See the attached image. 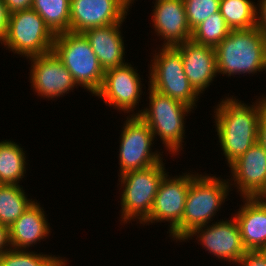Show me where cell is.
<instances>
[{"mask_svg":"<svg viewBox=\"0 0 266 266\" xmlns=\"http://www.w3.org/2000/svg\"><path fill=\"white\" fill-rule=\"evenodd\" d=\"M9 13L32 8L33 0H3Z\"/></svg>","mask_w":266,"mask_h":266,"instance_id":"cell-30","label":"cell"},{"mask_svg":"<svg viewBox=\"0 0 266 266\" xmlns=\"http://www.w3.org/2000/svg\"><path fill=\"white\" fill-rule=\"evenodd\" d=\"M140 75L131 64L111 68L104 71L102 86L95 96L100 97L110 107L113 106L125 113L134 112L140 95L142 84Z\"/></svg>","mask_w":266,"mask_h":266,"instance_id":"cell-11","label":"cell"},{"mask_svg":"<svg viewBox=\"0 0 266 266\" xmlns=\"http://www.w3.org/2000/svg\"><path fill=\"white\" fill-rule=\"evenodd\" d=\"M159 51H155L151 60L148 85L193 109L197 106L199 93L185 75L181 53L175 47H163Z\"/></svg>","mask_w":266,"mask_h":266,"instance_id":"cell-7","label":"cell"},{"mask_svg":"<svg viewBox=\"0 0 266 266\" xmlns=\"http://www.w3.org/2000/svg\"><path fill=\"white\" fill-rule=\"evenodd\" d=\"M261 99L264 100L265 103H266V96L265 97L263 96Z\"/></svg>","mask_w":266,"mask_h":266,"instance_id":"cell-36","label":"cell"},{"mask_svg":"<svg viewBox=\"0 0 266 266\" xmlns=\"http://www.w3.org/2000/svg\"><path fill=\"white\" fill-rule=\"evenodd\" d=\"M175 48L181 53L188 81L199 94L203 93L218 75L215 48L199 45L191 40Z\"/></svg>","mask_w":266,"mask_h":266,"instance_id":"cell-17","label":"cell"},{"mask_svg":"<svg viewBox=\"0 0 266 266\" xmlns=\"http://www.w3.org/2000/svg\"><path fill=\"white\" fill-rule=\"evenodd\" d=\"M45 211L34 202L10 227L9 238L12 249L27 250L50 233ZM45 237V238H44ZM14 247V248H13Z\"/></svg>","mask_w":266,"mask_h":266,"instance_id":"cell-20","label":"cell"},{"mask_svg":"<svg viewBox=\"0 0 266 266\" xmlns=\"http://www.w3.org/2000/svg\"><path fill=\"white\" fill-rule=\"evenodd\" d=\"M52 51L72 74L78 86L81 85L93 95L99 91L104 70L83 33L67 31L55 35Z\"/></svg>","mask_w":266,"mask_h":266,"instance_id":"cell-4","label":"cell"},{"mask_svg":"<svg viewBox=\"0 0 266 266\" xmlns=\"http://www.w3.org/2000/svg\"><path fill=\"white\" fill-rule=\"evenodd\" d=\"M230 30L219 11L195 27L190 40L199 45L215 48L228 36Z\"/></svg>","mask_w":266,"mask_h":266,"instance_id":"cell-25","label":"cell"},{"mask_svg":"<svg viewBox=\"0 0 266 266\" xmlns=\"http://www.w3.org/2000/svg\"><path fill=\"white\" fill-rule=\"evenodd\" d=\"M262 199L266 202V195H264V196L262 197Z\"/></svg>","mask_w":266,"mask_h":266,"instance_id":"cell-37","label":"cell"},{"mask_svg":"<svg viewBox=\"0 0 266 266\" xmlns=\"http://www.w3.org/2000/svg\"><path fill=\"white\" fill-rule=\"evenodd\" d=\"M229 168L242 198L266 195V151L259 143L251 146Z\"/></svg>","mask_w":266,"mask_h":266,"instance_id":"cell-15","label":"cell"},{"mask_svg":"<svg viewBox=\"0 0 266 266\" xmlns=\"http://www.w3.org/2000/svg\"><path fill=\"white\" fill-rule=\"evenodd\" d=\"M10 13L3 0H0V43L6 38Z\"/></svg>","mask_w":266,"mask_h":266,"instance_id":"cell-29","label":"cell"},{"mask_svg":"<svg viewBox=\"0 0 266 266\" xmlns=\"http://www.w3.org/2000/svg\"><path fill=\"white\" fill-rule=\"evenodd\" d=\"M215 51L218 74L229 77L266 71V35L257 27L230 30Z\"/></svg>","mask_w":266,"mask_h":266,"instance_id":"cell-2","label":"cell"},{"mask_svg":"<svg viewBox=\"0 0 266 266\" xmlns=\"http://www.w3.org/2000/svg\"><path fill=\"white\" fill-rule=\"evenodd\" d=\"M134 2V0H131L130 3L128 4L129 5V8L130 6H132L131 4Z\"/></svg>","mask_w":266,"mask_h":266,"instance_id":"cell-35","label":"cell"},{"mask_svg":"<svg viewBox=\"0 0 266 266\" xmlns=\"http://www.w3.org/2000/svg\"><path fill=\"white\" fill-rule=\"evenodd\" d=\"M237 100L233 96L223 98L214 111L217 135L228 166L257 143L259 119L266 110L262 99L251 106Z\"/></svg>","mask_w":266,"mask_h":266,"instance_id":"cell-1","label":"cell"},{"mask_svg":"<svg viewBox=\"0 0 266 266\" xmlns=\"http://www.w3.org/2000/svg\"><path fill=\"white\" fill-rule=\"evenodd\" d=\"M237 263L240 266H266V250H247Z\"/></svg>","mask_w":266,"mask_h":266,"instance_id":"cell-28","label":"cell"},{"mask_svg":"<svg viewBox=\"0 0 266 266\" xmlns=\"http://www.w3.org/2000/svg\"><path fill=\"white\" fill-rule=\"evenodd\" d=\"M55 35L33 9L10 14L4 47L27 58L52 51Z\"/></svg>","mask_w":266,"mask_h":266,"instance_id":"cell-8","label":"cell"},{"mask_svg":"<svg viewBox=\"0 0 266 266\" xmlns=\"http://www.w3.org/2000/svg\"><path fill=\"white\" fill-rule=\"evenodd\" d=\"M130 116H127L120 135L118 157L120 175L130 171L142 170L163 161V158L160 157L162 156L161 152L151 151L154 136L148 124L138 115Z\"/></svg>","mask_w":266,"mask_h":266,"instance_id":"cell-9","label":"cell"},{"mask_svg":"<svg viewBox=\"0 0 266 266\" xmlns=\"http://www.w3.org/2000/svg\"><path fill=\"white\" fill-rule=\"evenodd\" d=\"M152 22L164 45L176 47L190 41L192 30L188 24L183 0H155Z\"/></svg>","mask_w":266,"mask_h":266,"instance_id":"cell-16","label":"cell"},{"mask_svg":"<svg viewBox=\"0 0 266 266\" xmlns=\"http://www.w3.org/2000/svg\"><path fill=\"white\" fill-rule=\"evenodd\" d=\"M243 202L234 214L243 246L246 250H266V202L262 198H244Z\"/></svg>","mask_w":266,"mask_h":266,"instance_id":"cell-19","label":"cell"},{"mask_svg":"<svg viewBox=\"0 0 266 266\" xmlns=\"http://www.w3.org/2000/svg\"><path fill=\"white\" fill-rule=\"evenodd\" d=\"M32 8L54 35L70 31V0H33Z\"/></svg>","mask_w":266,"mask_h":266,"instance_id":"cell-23","label":"cell"},{"mask_svg":"<svg viewBox=\"0 0 266 266\" xmlns=\"http://www.w3.org/2000/svg\"><path fill=\"white\" fill-rule=\"evenodd\" d=\"M258 2L257 9L258 7L259 9L256 15V27L266 35V0H258Z\"/></svg>","mask_w":266,"mask_h":266,"instance_id":"cell-31","label":"cell"},{"mask_svg":"<svg viewBox=\"0 0 266 266\" xmlns=\"http://www.w3.org/2000/svg\"><path fill=\"white\" fill-rule=\"evenodd\" d=\"M120 26L122 23H115L83 32L104 71L127 63L123 57L125 46Z\"/></svg>","mask_w":266,"mask_h":266,"instance_id":"cell-18","label":"cell"},{"mask_svg":"<svg viewBox=\"0 0 266 266\" xmlns=\"http://www.w3.org/2000/svg\"><path fill=\"white\" fill-rule=\"evenodd\" d=\"M231 185L234 184H231L229 179L226 181L215 176H202L197 173L192 178L181 220V241L194 229L213 221L211 219L229 195Z\"/></svg>","mask_w":266,"mask_h":266,"instance_id":"cell-3","label":"cell"},{"mask_svg":"<svg viewBox=\"0 0 266 266\" xmlns=\"http://www.w3.org/2000/svg\"><path fill=\"white\" fill-rule=\"evenodd\" d=\"M26 155L13 141L0 142V182L6 185H19L26 174Z\"/></svg>","mask_w":266,"mask_h":266,"instance_id":"cell-21","label":"cell"},{"mask_svg":"<svg viewBox=\"0 0 266 266\" xmlns=\"http://www.w3.org/2000/svg\"><path fill=\"white\" fill-rule=\"evenodd\" d=\"M195 175L189 172L171 178L166 174L159 185L150 216L142 224L167 221L170 223L171 238L181 242V220L185 210L186 195L190 181Z\"/></svg>","mask_w":266,"mask_h":266,"instance_id":"cell-10","label":"cell"},{"mask_svg":"<svg viewBox=\"0 0 266 266\" xmlns=\"http://www.w3.org/2000/svg\"><path fill=\"white\" fill-rule=\"evenodd\" d=\"M148 90L149 108L142 109L132 115H138L148 124L154 139L159 136L167 151L169 150L173 155H178L176 153L183 148L185 116L192 111V108L157 92L150 86Z\"/></svg>","mask_w":266,"mask_h":266,"instance_id":"cell-5","label":"cell"},{"mask_svg":"<svg viewBox=\"0 0 266 266\" xmlns=\"http://www.w3.org/2000/svg\"><path fill=\"white\" fill-rule=\"evenodd\" d=\"M67 261L61 257V260L55 266H66Z\"/></svg>","mask_w":266,"mask_h":266,"instance_id":"cell-34","label":"cell"},{"mask_svg":"<svg viewBox=\"0 0 266 266\" xmlns=\"http://www.w3.org/2000/svg\"><path fill=\"white\" fill-rule=\"evenodd\" d=\"M20 185L0 187V224L10 227L35 202Z\"/></svg>","mask_w":266,"mask_h":266,"instance_id":"cell-22","label":"cell"},{"mask_svg":"<svg viewBox=\"0 0 266 266\" xmlns=\"http://www.w3.org/2000/svg\"><path fill=\"white\" fill-rule=\"evenodd\" d=\"M251 0H220V13L231 30L256 27L257 7Z\"/></svg>","mask_w":266,"mask_h":266,"instance_id":"cell-24","label":"cell"},{"mask_svg":"<svg viewBox=\"0 0 266 266\" xmlns=\"http://www.w3.org/2000/svg\"><path fill=\"white\" fill-rule=\"evenodd\" d=\"M194 235H197L203 248L205 247L206 251L208 250L210 254H214L219 260L224 259L237 264V261L247 251L243 246L235 217L230 220L216 221L211 226L209 224L198 227L188 234L183 241L192 238Z\"/></svg>","mask_w":266,"mask_h":266,"instance_id":"cell-14","label":"cell"},{"mask_svg":"<svg viewBox=\"0 0 266 266\" xmlns=\"http://www.w3.org/2000/svg\"><path fill=\"white\" fill-rule=\"evenodd\" d=\"M188 24L193 30L212 14L219 12L220 0H183Z\"/></svg>","mask_w":266,"mask_h":266,"instance_id":"cell-27","label":"cell"},{"mask_svg":"<svg viewBox=\"0 0 266 266\" xmlns=\"http://www.w3.org/2000/svg\"><path fill=\"white\" fill-rule=\"evenodd\" d=\"M59 258L11 248L0 256V266H55L61 260Z\"/></svg>","mask_w":266,"mask_h":266,"instance_id":"cell-26","label":"cell"},{"mask_svg":"<svg viewBox=\"0 0 266 266\" xmlns=\"http://www.w3.org/2000/svg\"><path fill=\"white\" fill-rule=\"evenodd\" d=\"M257 143H259L266 151V110L259 119Z\"/></svg>","mask_w":266,"mask_h":266,"instance_id":"cell-32","label":"cell"},{"mask_svg":"<svg viewBox=\"0 0 266 266\" xmlns=\"http://www.w3.org/2000/svg\"><path fill=\"white\" fill-rule=\"evenodd\" d=\"M29 59L32 64L30 83L37 95L49 99L58 98L78 86L72 74L53 51Z\"/></svg>","mask_w":266,"mask_h":266,"instance_id":"cell-13","label":"cell"},{"mask_svg":"<svg viewBox=\"0 0 266 266\" xmlns=\"http://www.w3.org/2000/svg\"><path fill=\"white\" fill-rule=\"evenodd\" d=\"M163 161L151 167L119 175L121 182V221L138 219L142 224L149 216L159 185L167 174ZM165 170V171H164Z\"/></svg>","mask_w":266,"mask_h":266,"instance_id":"cell-6","label":"cell"},{"mask_svg":"<svg viewBox=\"0 0 266 266\" xmlns=\"http://www.w3.org/2000/svg\"><path fill=\"white\" fill-rule=\"evenodd\" d=\"M11 249L10 238H9V227L0 224V256Z\"/></svg>","mask_w":266,"mask_h":266,"instance_id":"cell-33","label":"cell"},{"mask_svg":"<svg viewBox=\"0 0 266 266\" xmlns=\"http://www.w3.org/2000/svg\"><path fill=\"white\" fill-rule=\"evenodd\" d=\"M128 10L125 0H70V32L123 23Z\"/></svg>","mask_w":266,"mask_h":266,"instance_id":"cell-12","label":"cell"}]
</instances>
